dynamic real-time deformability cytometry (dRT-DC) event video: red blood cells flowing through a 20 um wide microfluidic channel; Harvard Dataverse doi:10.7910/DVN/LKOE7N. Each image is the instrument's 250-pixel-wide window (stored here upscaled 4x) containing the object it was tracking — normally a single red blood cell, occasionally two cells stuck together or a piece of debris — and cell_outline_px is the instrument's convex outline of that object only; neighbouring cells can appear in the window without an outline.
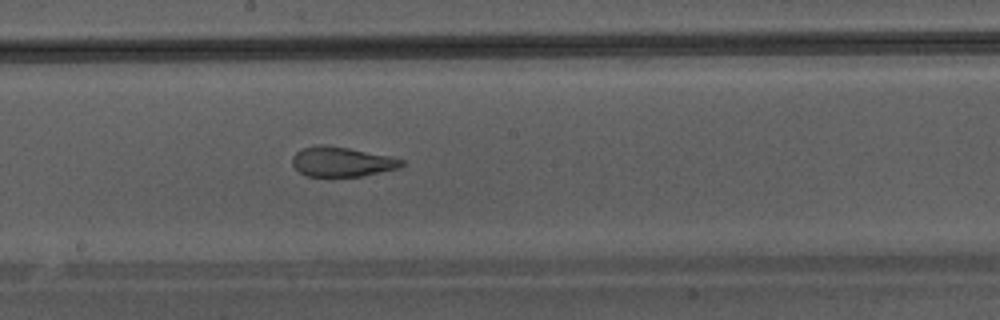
{"species": "Egyptian fruit bat (a non-hibernating species)", "species_latin": "Rousettus aegyptiacus", "temperature_condition": "warm", "stored_images_in_passage": 42, "camera_frame_rate_fps": 3000, "um_per_image_px": 0.085, "animal": {"sex": "male"}, "frame": {"image": 1, "passage_image": 24, "time_ms": 7.667, "image_size_px": [1000, 320], "cell_outline_px": [[404, 164], [400, 168], [360, 176], [304, 176], [292, 164], [292, 156], [300, 148], [316, 144], [324, 144], [348, 148], [388, 156], [404, 160]], "centroid_in_image_um": [29.0, 13.74], "position_along_channel_um": 219.2, "area_um2": 18.96}}